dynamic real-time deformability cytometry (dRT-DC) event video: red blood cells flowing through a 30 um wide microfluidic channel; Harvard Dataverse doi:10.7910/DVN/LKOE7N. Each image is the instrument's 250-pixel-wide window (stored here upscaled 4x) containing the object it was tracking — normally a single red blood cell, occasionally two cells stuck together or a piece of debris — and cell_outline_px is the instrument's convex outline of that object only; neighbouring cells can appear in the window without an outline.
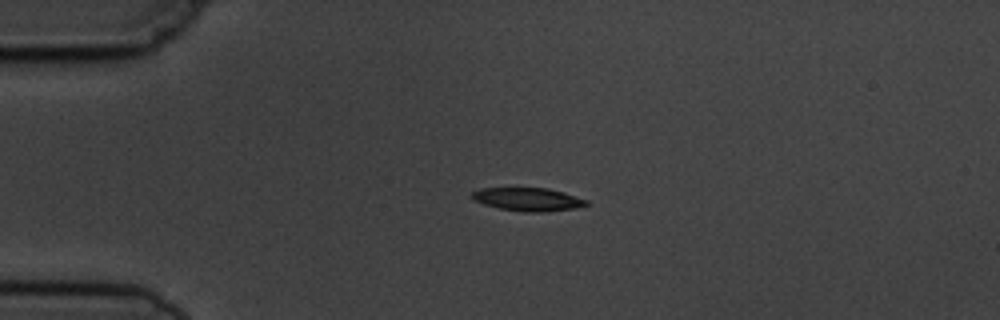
{"species": "common noctule bat (a hibernating species)", "species_latin": "Nyctalus noctula", "temperature_condition": "cold", "stored_images_in_passage": 3, "camera_frame_rate_fps": 3000, "um_per_image_px": 0.085, "animal": {"sex": "male", "body_mass_g": 19.5, "forearm_length_mm": 54.6}, "frame": {"image": 1, "passage_image": 2, "time_ms": 1.333, "image_size_px": [1000, 320], "cell_outline_px": [[588, 204], [572, 208], [544, 212], [524, 212], [500, 208], [484, 204], [472, 200], [468, 196], [472, 192], [480, 188], [548, 188], [564, 192], [588, 200]], "centroid_in_image_um": [44.82, 16.93], "position_along_channel_um": 40.2, "area_um2": 15.49}}